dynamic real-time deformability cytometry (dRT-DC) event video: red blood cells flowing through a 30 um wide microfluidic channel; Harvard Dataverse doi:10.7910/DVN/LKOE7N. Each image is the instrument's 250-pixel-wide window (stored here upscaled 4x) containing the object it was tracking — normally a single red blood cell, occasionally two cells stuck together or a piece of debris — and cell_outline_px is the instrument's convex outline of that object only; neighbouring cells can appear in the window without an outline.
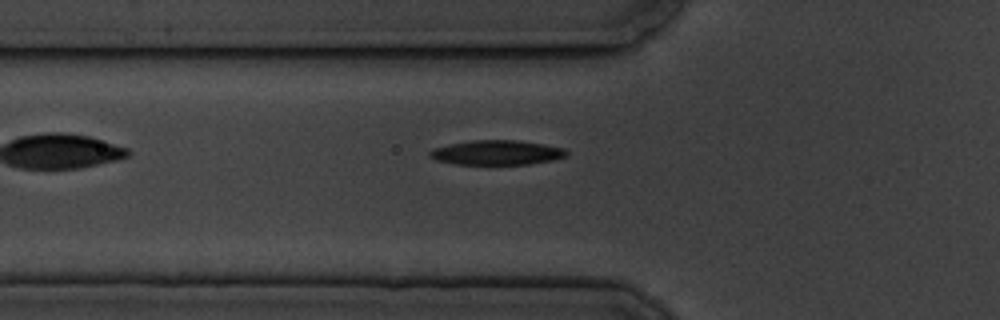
{"species": "common noctule bat (a hibernating species)", "species_latin": "Nyctalus noctula", "temperature_condition": "cold", "stored_images_in_passage": 6, "camera_frame_rate_fps": 3000, "um_per_image_px": 0.085, "animal": {"sex": "male", "body_mass_g": 19.5, "forearm_length_mm": 54.6}, "frame": {"image": 1, "passage_image": 6, "time_ms": 6.333, "image_size_px": [1000, 320], "cell_outline_px": [[568, 152], [564, 156], [552, 160], [528, 164], [456, 164], [436, 160], [428, 156], [428, 152], [432, 148], [472, 140], [516, 140], [544, 144], [564, 148]], "centroid_in_image_um": [42.19, 12.97], "position_along_channel_um": 83.6, "area_um2": 19.48}}